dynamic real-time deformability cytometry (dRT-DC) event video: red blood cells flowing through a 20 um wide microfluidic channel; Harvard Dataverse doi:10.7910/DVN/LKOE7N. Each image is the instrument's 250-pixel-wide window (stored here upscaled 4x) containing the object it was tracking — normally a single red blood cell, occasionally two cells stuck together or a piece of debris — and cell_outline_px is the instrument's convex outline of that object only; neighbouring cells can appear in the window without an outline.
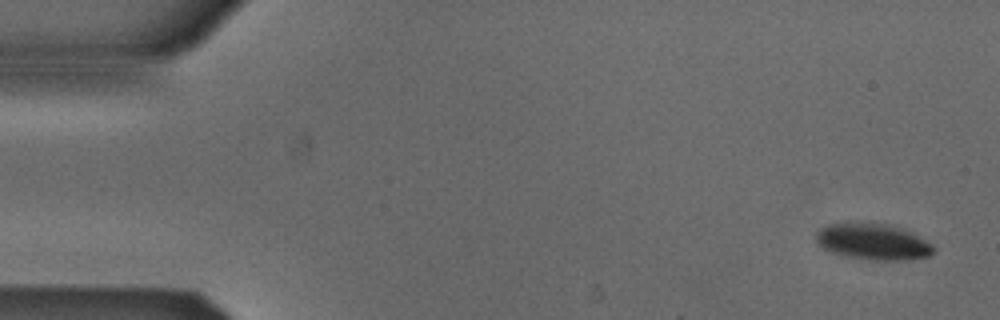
{"species": "Egyptian fruit bat (a non-hibernating species)", "species_latin": "Rousettus aegyptiacus", "temperature_condition": "cold", "stored_images_in_passage": 6, "camera_frame_rate_fps": 3000, "um_per_image_px": 0.085, "animal": {"sex": "male"}, "frame": {"image": 1, "passage_image": 1, "time_ms": 0.0, "image_size_px": [1000, 320], "cell_outline_px": [[936, 252], [928, 256], [900, 260], [872, 260], [832, 252], [824, 248], [816, 240], [816, 232], [820, 228], [828, 224], [848, 220], [852, 220], [892, 224], [904, 228], [912, 232], [932, 244], [936, 248]], "centroid_in_image_um": [74.22, 20.48], "position_along_channel_um": 10.8, "area_um2": 25.32}}
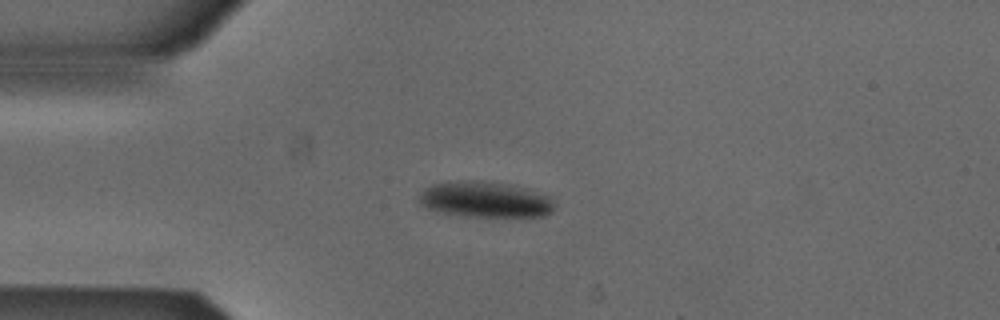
{"frame": {"image": 2, "passage_image": 4, "time_ms": 1.0, "image_size_px": [1000, 320], "cell_outline_px": [[552, 212], [544, 216], [468, 216], [444, 212], [428, 208], [420, 204], [420, 192], [424, 188], [432, 184], [456, 180], [480, 180], [508, 184], [524, 188], [552, 196]], "centroid_in_image_um": [41.23, 16.94], "position_along_channel_um": 43.8, "area_um2": 28.09}}